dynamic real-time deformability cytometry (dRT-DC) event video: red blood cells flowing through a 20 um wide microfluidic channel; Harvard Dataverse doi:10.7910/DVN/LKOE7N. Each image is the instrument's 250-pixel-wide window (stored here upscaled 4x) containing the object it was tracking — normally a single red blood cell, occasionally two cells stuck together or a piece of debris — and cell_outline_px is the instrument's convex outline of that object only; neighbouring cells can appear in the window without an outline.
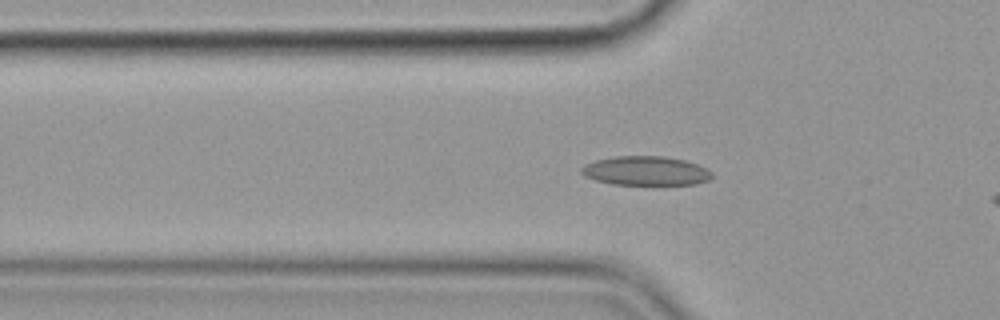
{"species": "common noctule bat (a hibernating species)", "species_latin": "Nyctalus noctula", "temperature_condition": "cold", "stored_images_in_passage": 46, "camera_frame_rate_fps": 3000, "um_per_image_px": 0.085, "animal": {"sex": "female", "body_mass_g": 19.9}, "frame": {"image": 1, "passage_image": 14, "time_ms": 4.333, "image_size_px": [1000, 320], "cell_outline_px": [[712, 176], [708, 180], [696, 184], [612, 184], [596, 180], [584, 176], [580, 172], [580, 168], [584, 164], [596, 160], [616, 156], [664, 156], [684, 160], [708, 168], [712, 172]], "centroid_in_image_um": [54.87, 14.51], "position_along_channel_um": 70.9, "area_um2": 22.14}}
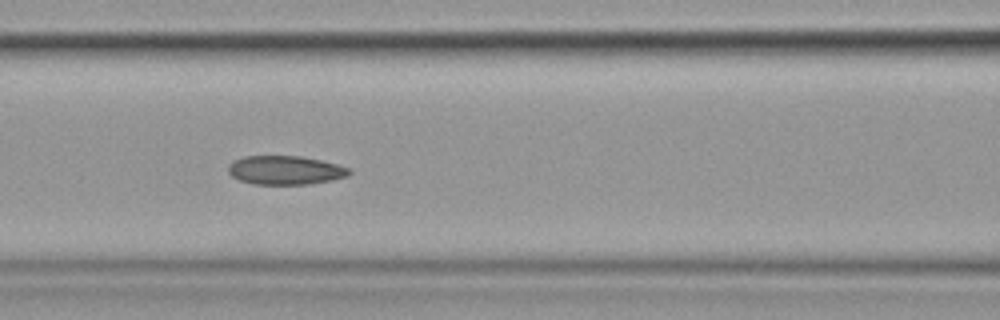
{"frame": {"image": 2, "passage_image": 20, "time_ms": 6.333, "image_size_px": [1000, 320], "cell_outline_px": [[352, 172], [348, 176], [332, 180], [308, 184], [252, 184], [240, 180], [232, 176], [228, 172], [228, 164], [232, 160], [244, 156], [300, 156], [320, 160], [352, 168]], "centroid_in_image_um": [24.25, 14.46], "position_along_channel_um": 142.4, "area_um2": 20.46}}
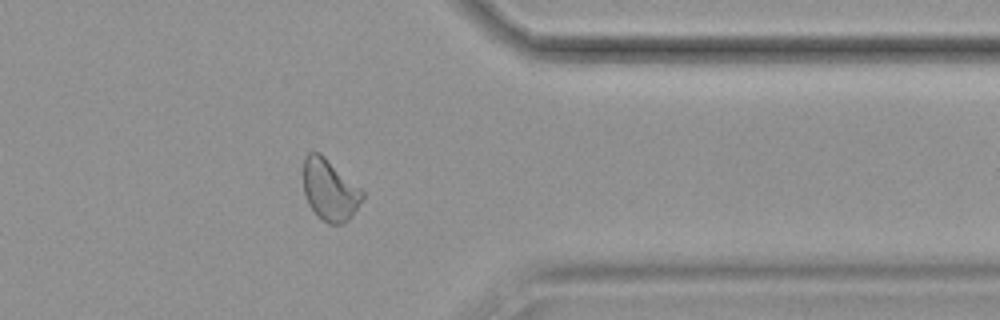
{"frame": {"image": 3, "passage_image": 41, "time_ms": 13.333, "image_size_px": [1000, 320], "cell_outline_px": [[364, 196], [352, 216], [344, 224], [328, 224], [316, 216], [308, 204], [304, 192], [304, 156], [308, 152], [320, 152], [360, 188], [364, 192]], "centroid_in_image_um": [28.01, 16.16], "position_along_channel_um": 383.4, "area_um2": 21.15}, "authors_computed_cell_mechanics": {"area_um2": 21.0392, "velocity_mm_per_s": 3.5682, "shape_relaxation_time_tau1_ms": null, "shape_relaxation_time_tau2_ms": 3.5258, "deformation_change_tau1": null, "deformation_change_tau2": 0.0876}}